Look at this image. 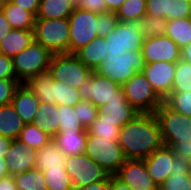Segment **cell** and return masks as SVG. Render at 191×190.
I'll return each instance as SVG.
<instances>
[{"instance_id": "cell-1", "label": "cell", "mask_w": 191, "mask_h": 190, "mask_svg": "<svg viewBox=\"0 0 191 190\" xmlns=\"http://www.w3.org/2000/svg\"><path fill=\"white\" fill-rule=\"evenodd\" d=\"M119 145L126 159L143 160L163 145L160 125L154 113H139L119 134Z\"/></svg>"}, {"instance_id": "cell-2", "label": "cell", "mask_w": 191, "mask_h": 190, "mask_svg": "<svg viewBox=\"0 0 191 190\" xmlns=\"http://www.w3.org/2000/svg\"><path fill=\"white\" fill-rule=\"evenodd\" d=\"M34 38L52 54L69 53L70 26L68 18H36Z\"/></svg>"}, {"instance_id": "cell-3", "label": "cell", "mask_w": 191, "mask_h": 190, "mask_svg": "<svg viewBox=\"0 0 191 190\" xmlns=\"http://www.w3.org/2000/svg\"><path fill=\"white\" fill-rule=\"evenodd\" d=\"M53 54L37 41L12 58L16 79L25 83L30 77L48 72Z\"/></svg>"}, {"instance_id": "cell-4", "label": "cell", "mask_w": 191, "mask_h": 190, "mask_svg": "<svg viewBox=\"0 0 191 190\" xmlns=\"http://www.w3.org/2000/svg\"><path fill=\"white\" fill-rule=\"evenodd\" d=\"M145 64L142 51H132L120 56H106L96 72L122 86L136 73L142 72Z\"/></svg>"}, {"instance_id": "cell-5", "label": "cell", "mask_w": 191, "mask_h": 190, "mask_svg": "<svg viewBox=\"0 0 191 190\" xmlns=\"http://www.w3.org/2000/svg\"><path fill=\"white\" fill-rule=\"evenodd\" d=\"M160 125L163 145L191 141V117L178 113L163 102L154 112Z\"/></svg>"}, {"instance_id": "cell-6", "label": "cell", "mask_w": 191, "mask_h": 190, "mask_svg": "<svg viewBox=\"0 0 191 190\" xmlns=\"http://www.w3.org/2000/svg\"><path fill=\"white\" fill-rule=\"evenodd\" d=\"M48 72L54 81L79 88L90 77L92 70L86 67L73 53L53 54Z\"/></svg>"}, {"instance_id": "cell-7", "label": "cell", "mask_w": 191, "mask_h": 190, "mask_svg": "<svg viewBox=\"0 0 191 190\" xmlns=\"http://www.w3.org/2000/svg\"><path fill=\"white\" fill-rule=\"evenodd\" d=\"M84 153L110 176L115 175L127 160L118 141L100 139L89 134Z\"/></svg>"}, {"instance_id": "cell-8", "label": "cell", "mask_w": 191, "mask_h": 190, "mask_svg": "<svg viewBox=\"0 0 191 190\" xmlns=\"http://www.w3.org/2000/svg\"><path fill=\"white\" fill-rule=\"evenodd\" d=\"M121 87L127 102L140 113H154L164 102L141 72L136 73Z\"/></svg>"}, {"instance_id": "cell-9", "label": "cell", "mask_w": 191, "mask_h": 190, "mask_svg": "<svg viewBox=\"0 0 191 190\" xmlns=\"http://www.w3.org/2000/svg\"><path fill=\"white\" fill-rule=\"evenodd\" d=\"M97 19V13L74 7L73 12L68 17L70 26L69 53L74 54L98 36Z\"/></svg>"}, {"instance_id": "cell-10", "label": "cell", "mask_w": 191, "mask_h": 190, "mask_svg": "<svg viewBox=\"0 0 191 190\" xmlns=\"http://www.w3.org/2000/svg\"><path fill=\"white\" fill-rule=\"evenodd\" d=\"M106 41L107 56L142 51L144 37L139 30V21L118 22L115 30L106 37Z\"/></svg>"}, {"instance_id": "cell-11", "label": "cell", "mask_w": 191, "mask_h": 190, "mask_svg": "<svg viewBox=\"0 0 191 190\" xmlns=\"http://www.w3.org/2000/svg\"><path fill=\"white\" fill-rule=\"evenodd\" d=\"M83 100L91 101L97 108L108 104L113 99L125 97L121 85L105 78L96 71L78 88Z\"/></svg>"}, {"instance_id": "cell-12", "label": "cell", "mask_w": 191, "mask_h": 190, "mask_svg": "<svg viewBox=\"0 0 191 190\" xmlns=\"http://www.w3.org/2000/svg\"><path fill=\"white\" fill-rule=\"evenodd\" d=\"M65 170L69 174L73 187H82L105 180L109 174L85 153L67 156Z\"/></svg>"}, {"instance_id": "cell-13", "label": "cell", "mask_w": 191, "mask_h": 190, "mask_svg": "<svg viewBox=\"0 0 191 190\" xmlns=\"http://www.w3.org/2000/svg\"><path fill=\"white\" fill-rule=\"evenodd\" d=\"M149 175L160 186L175 170L184 165L176 158L170 146L162 145L149 157L143 159Z\"/></svg>"}, {"instance_id": "cell-14", "label": "cell", "mask_w": 191, "mask_h": 190, "mask_svg": "<svg viewBox=\"0 0 191 190\" xmlns=\"http://www.w3.org/2000/svg\"><path fill=\"white\" fill-rule=\"evenodd\" d=\"M142 56L145 63L172 62L177 63L181 59V48L168 36L144 39Z\"/></svg>"}, {"instance_id": "cell-15", "label": "cell", "mask_w": 191, "mask_h": 190, "mask_svg": "<svg viewBox=\"0 0 191 190\" xmlns=\"http://www.w3.org/2000/svg\"><path fill=\"white\" fill-rule=\"evenodd\" d=\"M115 176L133 190L159 189V186L149 175L144 160L127 159Z\"/></svg>"}, {"instance_id": "cell-16", "label": "cell", "mask_w": 191, "mask_h": 190, "mask_svg": "<svg viewBox=\"0 0 191 190\" xmlns=\"http://www.w3.org/2000/svg\"><path fill=\"white\" fill-rule=\"evenodd\" d=\"M177 63L154 62L145 64L141 72L153 86L154 91L165 100L171 93Z\"/></svg>"}, {"instance_id": "cell-17", "label": "cell", "mask_w": 191, "mask_h": 190, "mask_svg": "<svg viewBox=\"0 0 191 190\" xmlns=\"http://www.w3.org/2000/svg\"><path fill=\"white\" fill-rule=\"evenodd\" d=\"M37 152L19 139H13L5 157L9 174L14 176L35 168Z\"/></svg>"}, {"instance_id": "cell-18", "label": "cell", "mask_w": 191, "mask_h": 190, "mask_svg": "<svg viewBox=\"0 0 191 190\" xmlns=\"http://www.w3.org/2000/svg\"><path fill=\"white\" fill-rule=\"evenodd\" d=\"M140 112L127 102L126 97L113 99L106 105L98 107V118L108 119L116 126L122 128L126 123L132 121Z\"/></svg>"}, {"instance_id": "cell-19", "label": "cell", "mask_w": 191, "mask_h": 190, "mask_svg": "<svg viewBox=\"0 0 191 190\" xmlns=\"http://www.w3.org/2000/svg\"><path fill=\"white\" fill-rule=\"evenodd\" d=\"M11 104L25 124L32 123L41 100L26 85L20 84L13 95Z\"/></svg>"}, {"instance_id": "cell-20", "label": "cell", "mask_w": 191, "mask_h": 190, "mask_svg": "<svg viewBox=\"0 0 191 190\" xmlns=\"http://www.w3.org/2000/svg\"><path fill=\"white\" fill-rule=\"evenodd\" d=\"M107 44L106 38L97 36L92 42L81 47L74 54L86 67L96 71L108 54Z\"/></svg>"}, {"instance_id": "cell-21", "label": "cell", "mask_w": 191, "mask_h": 190, "mask_svg": "<svg viewBox=\"0 0 191 190\" xmlns=\"http://www.w3.org/2000/svg\"><path fill=\"white\" fill-rule=\"evenodd\" d=\"M87 136V130L61 131L52 140L66 156H76L84 153Z\"/></svg>"}, {"instance_id": "cell-22", "label": "cell", "mask_w": 191, "mask_h": 190, "mask_svg": "<svg viewBox=\"0 0 191 190\" xmlns=\"http://www.w3.org/2000/svg\"><path fill=\"white\" fill-rule=\"evenodd\" d=\"M34 41V30L12 29L0 44V53L13 58Z\"/></svg>"}, {"instance_id": "cell-23", "label": "cell", "mask_w": 191, "mask_h": 190, "mask_svg": "<svg viewBox=\"0 0 191 190\" xmlns=\"http://www.w3.org/2000/svg\"><path fill=\"white\" fill-rule=\"evenodd\" d=\"M67 156L59 149L57 144L51 140L37 152L35 168L44 170L65 169Z\"/></svg>"}, {"instance_id": "cell-24", "label": "cell", "mask_w": 191, "mask_h": 190, "mask_svg": "<svg viewBox=\"0 0 191 190\" xmlns=\"http://www.w3.org/2000/svg\"><path fill=\"white\" fill-rule=\"evenodd\" d=\"M32 124L53 138L59 132L58 105L41 102Z\"/></svg>"}, {"instance_id": "cell-25", "label": "cell", "mask_w": 191, "mask_h": 190, "mask_svg": "<svg viewBox=\"0 0 191 190\" xmlns=\"http://www.w3.org/2000/svg\"><path fill=\"white\" fill-rule=\"evenodd\" d=\"M25 123L12 104L0 106V135L18 139Z\"/></svg>"}, {"instance_id": "cell-26", "label": "cell", "mask_w": 191, "mask_h": 190, "mask_svg": "<svg viewBox=\"0 0 191 190\" xmlns=\"http://www.w3.org/2000/svg\"><path fill=\"white\" fill-rule=\"evenodd\" d=\"M23 84L26 85L27 88L41 100V102L50 104L55 103L54 80L49 72L32 76Z\"/></svg>"}, {"instance_id": "cell-27", "label": "cell", "mask_w": 191, "mask_h": 190, "mask_svg": "<svg viewBox=\"0 0 191 190\" xmlns=\"http://www.w3.org/2000/svg\"><path fill=\"white\" fill-rule=\"evenodd\" d=\"M74 7L68 0H40L36 18L62 19L68 18Z\"/></svg>"}, {"instance_id": "cell-28", "label": "cell", "mask_w": 191, "mask_h": 190, "mask_svg": "<svg viewBox=\"0 0 191 190\" xmlns=\"http://www.w3.org/2000/svg\"><path fill=\"white\" fill-rule=\"evenodd\" d=\"M181 49L191 43V17L167 21L165 34Z\"/></svg>"}, {"instance_id": "cell-29", "label": "cell", "mask_w": 191, "mask_h": 190, "mask_svg": "<svg viewBox=\"0 0 191 190\" xmlns=\"http://www.w3.org/2000/svg\"><path fill=\"white\" fill-rule=\"evenodd\" d=\"M6 19L12 29L33 30L36 16L17 5L12 4L9 0L3 9Z\"/></svg>"}, {"instance_id": "cell-30", "label": "cell", "mask_w": 191, "mask_h": 190, "mask_svg": "<svg viewBox=\"0 0 191 190\" xmlns=\"http://www.w3.org/2000/svg\"><path fill=\"white\" fill-rule=\"evenodd\" d=\"M17 190H48L44 173L33 168L13 176Z\"/></svg>"}, {"instance_id": "cell-31", "label": "cell", "mask_w": 191, "mask_h": 190, "mask_svg": "<svg viewBox=\"0 0 191 190\" xmlns=\"http://www.w3.org/2000/svg\"><path fill=\"white\" fill-rule=\"evenodd\" d=\"M28 148L40 150L43 146L47 145L52 137L45 131L32 123L25 124L18 137Z\"/></svg>"}, {"instance_id": "cell-32", "label": "cell", "mask_w": 191, "mask_h": 190, "mask_svg": "<svg viewBox=\"0 0 191 190\" xmlns=\"http://www.w3.org/2000/svg\"><path fill=\"white\" fill-rule=\"evenodd\" d=\"M146 0H126L115 13L119 22L139 21L146 15Z\"/></svg>"}, {"instance_id": "cell-33", "label": "cell", "mask_w": 191, "mask_h": 190, "mask_svg": "<svg viewBox=\"0 0 191 190\" xmlns=\"http://www.w3.org/2000/svg\"><path fill=\"white\" fill-rule=\"evenodd\" d=\"M120 129V127L116 126V123H113L108 119L97 117L92 125L87 128V132L89 135L100 139L118 141Z\"/></svg>"}, {"instance_id": "cell-34", "label": "cell", "mask_w": 191, "mask_h": 190, "mask_svg": "<svg viewBox=\"0 0 191 190\" xmlns=\"http://www.w3.org/2000/svg\"><path fill=\"white\" fill-rule=\"evenodd\" d=\"M191 91V63L180 59L176 65L171 93Z\"/></svg>"}, {"instance_id": "cell-35", "label": "cell", "mask_w": 191, "mask_h": 190, "mask_svg": "<svg viewBox=\"0 0 191 190\" xmlns=\"http://www.w3.org/2000/svg\"><path fill=\"white\" fill-rule=\"evenodd\" d=\"M54 98L57 105L74 107L82 99L77 88L66 83L54 81Z\"/></svg>"}, {"instance_id": "cell-36", "label": "cell", "mask_w": 191, "mask_h": 190, "mask_svg": "<svg viewBox=\"0 0 191 190\" xmlns=\"http://www.w3.org/2000/svg\"><path fill=\"white\" fill-rule=\"evenodd\" d=\"M58 113H59V132L87 130L80 122L74 107L67 105H58Z\"/></svg>"}, {"instance_id": "cell-37", "label": "cell", "mask_w": 191, "mask_h": 190, "mask_svg": "<svg viewBox=\"0 0 191 190\" xmlns=\"http://www.w3.org/2000/svg\"><path fill=\"white\" fill-rule=\"evenodd\" d=\"M167 21L161 17L145 15L139 20V30L144 39L158 37L165 34Z\"/></svg>"}, {"instance_id": "cell-38", "label": "cell", "mask_w": 191, "mask_h": 190, "mask_svg": "<svg viewBox=\"0 0 191 190\" xmlns=\"http://www.w3.org/2000/svg\"><path fill=\"white\" fill-rule=\"evenodd\" d=\"M48 190H74L71 178L65 169L44 170Z\"/></svg>"}, {"instance_id": "cell-39", "label": "cell", "mask_w": 191, "mask_h": 190, "mask_svg": "<svg viewBox=\"0 0 191 190\" xmlns=\"http://www.w3.org/2000/svg\"><path fill=\"white\" fill-rule=\"evenodd\" d=\"M160 190H191L188 182V171L183 165L175 170L160 186Z\"/></svg>"}, {"instance_id": "cell-40", "label": "cell", "mask_w": 191, "mask_h": 190, "mask_svg": "<svg viewBox=\"0 0 191 190\" xmlns=\"http://www.w3.org/2000/svg\"><path fill=\"white\" fill-rule=\"evenodd\" d=\"M164 102L174 111L191 117V91L170 93Z\"/></svg>"}, {"instance_id": "cell-41", "label": "cell", "mask_w": 191, "mask_h": 190, "mask_svg": "<svg viewBox=\"0 0 191 190\" xmlns=\"http://www.w3.org/2000/svg\"><path fill=\"white\" fill-rule=\"evenodd\" d=\"M74 109L85 129L89 128L98 116V108L91 101L81 99Z\"/></svg>"}, {"instance_id": "cell-42", "label": "cell", "mask_w": 191, "mask_h": 190, "mask_svg": "<svg viewBox=\"0 0 191 190\" xmlns=\"http://www.w3.org/2000/svg\"><path fill=\"white\" fill-rule=\"evenodd\" d=\"M118 22L119 20L117 19L116 14L114 12L98 14V37L106 38L113 30H115V27L118 24Z\"/></svg>"}, {"instance_id": "cell-43", "label": "cell", "mask_w": 191, "mask_h": 190, "mask_svg": "<svg viewBox=\"0 0 191 190\" xmlns=\"http://www.w3.org/2000/svg\"><path fill=\"white\" fill-rule=\"evenodd\" d=\"M146 15L161 17L169 21L170 0H146Z\"/></svg>"}, {"instance_id": "cell-44", "label": "cell", "mask_w": 191, "mask_h": 190, "mask_svg": "<svg viewBox=\"0 0 191 190\" xmlns=\"http://www.w3.org/2000/svg\"><path fill=\"white\" fill-rule=\"evenodd\" d=\"M20 84L17 79H0V106L11 104L15 90Z\"/></svg>"}, {"instance_id": "cell-45", "label": "cell", "mask_w": 191, "mask_h": 190, "mask_svg": "<svg viewBox=\"0 0 191 190\" xmlns=\"http://www.w3.org/2000/svg\"><path fill=\"white\" fill-rule=\"evenodd\" d=\"M191 17V3L183 0H170L169 21Z\"/></svg>"}, {"instance_id": "cell-46", "label": "cell", "mask_w": 191, "mask_h": 190, "mask_svg": "<svg viewBox=\"0 0 191 190\" xmlns=\"http://www.w3.org/2000/svg\"><path fill=\"white\" fill-rule=\"evenodd\" d=\"M78 8L97 14L108 12L105 0H80Z\"/></svg>"}, {"instance_id": "cell-47", "label": "cell", "mask_w": 191, "mask_h": 190, "mask_svg": "<svg viewBox=\"0 0 191 190\" xmlns=\"http://www.w3.org/2000/svg\"><path fill=\"white\" fill-rule=\"evenodd\" d=\"M0 79H16L12 58L0 53Z\"/></svg>"}, {"instance_id": "cell-48", "label": "cell", "mask_w": 191, "mask_h": 190, "mask_svg": "<svg viewBox=\"0 0 191 190\" xmlns=\"http://www.w3.org/2000/svg\"><path fill=\"white\" fill-rule=\"evenodd\" d=\"M170 147L175 153L176 158L180 159L182 162H185L188 158L191 157V141L190 140H188L187 143L183 141L172 143Z\"/></svg>"}, {"instance_id": "cell-49", "label": "cell", "mask_w": 191, "mask_h": 190, "mask_svg": "<svg viewBox=\"0 0 191 190\" xmlns=\"http://www.w3.org/2000/svg\"><path fill=\"white\" fill-rule=\"evenodd\" d=\"M12 4L17 5V7H21L22 9L33 13L35 16L37 15L40 0H9Z\"/></svg>"}, {"instance_id": "cell-50", "label": "cell", "mask_w": 191, "mask_h": 190, "mask_svg": "<svg viewBox=\"0 0 191 190\" xmlns=\"http://www.w3.org/2000/svg\"><path fill=\"white\" fill-rule=\"evenodd\" d=\"M74 190H109V176L99 182L91 183L82 187L74 188Z\"/></svg>"}, {"instance_id": "cell-51", "label": "cell", "mask_w": 191, "mask_h": 190, "mask_svg": "<svg viewBox=\"0 0 191 190\" xmlns=\"http://www.w3.org/2000/svg\"><path fill=\"white\" fill-rule=\"evenodd\" d=\"M109 190H133L128 184L119 180L115 175H109Z\"/></svg>"}, {"instance_id": "cell-52", "label": "cell", "mask_w": 191, "mask_h": 190, "mask_svg": "<svg viewBox=\"0 0 191 190\" xmlns=\"http://www.w3.org/2000/svg\"><path fill=\"white\" fill-rule=\"evenodd\" d=\"M12 30L3 11H0V44L3 38Z\"/></svg>"}, {"instance_id": "cell-53", "label": "cell", "mask_w": 191, "mask_h": 190, "mask_svg": "<svg viewBox=\"0 0 191 190\" xmlns=\"http://www.w3.org/2000/svg\"><path fill=\"white\" fill-rule=\"evenodd\" d=\"M0 190H17L12 175L0 179Z\"/></svg>"}, {"instance_id": "cell-54", "label": "cell", "mask_w": 191, "mask_h": 190, "mask_svg": "<svg viewBox=\"0 0 191 190\" xmlns=\"http://www.w3.org/2000/svg\"><path fill=\"white\" fill-rule=\"evenodd\" d=\"M12 140L13 139L11 138L0 135V157H6V153L11 146Z\"/></svg>"}, {"instance_id": "cell-55", "label": "cell", "mask_w": 191, "mask_h": 190, "mask_svg": "<svg viewBox=\"0 0 191 190\" xmlns=\"http://www.w3.org/2000/svg\"><path fill=\"white\" fill-rule=\"evenodd\" d=\"M126 0H105L106 8L108 12H114L116 13L120 6L125 2Z\"/></svg>"}, {"instance_id": "cell-56", "label": "cell", "mask_w": 191, "mask_h": 190, "mask_svg": "<svg viewBox=\"0 0 191 190\" xmlns=\"http://www.w3.org/2000/svg\"><path fill=\"white\" fill-rule=\"evenodd\" d=\"M9 175L6 159L5 157H0V179Z\"/></svg>"}, {"instance_id": "cell-57", "label": "cell", "mask_w": 191, "mask_h": 190, "mask_svg": "<svg viewBox=\"0 0 191 190\" xmlns=\"http://www.w3.org/2000/svg\"><path fill=\"white\" fill-rule=\"evenodd\" d=\"M181 59L191 63V43L181 49Z\"/></svg>"}, {"instance_id": "cell-58", "label": "cell", "mask_w": 191, "mask_h": 190, "mask_svg": "<svg viewBox=\"0 0 191 190\" xmlns=\"http://www.w3.org/2000/svg\"><path fill=\"white\" fill-rule=\"evenodd\" d=\"M184 165L186 166L187 171H191V157L188 158L185 162Z\"/></svg>"}, {"instance_id": "cell-59", "label": "cell", "mask_w": 191, "mask_h": 190, "mask_svg": "<svg viewBox=\"0 0 191 190\" xmlns=\"http://www.w3.org/2000/svg\"><path fill=\"white\" fill-rule=\"evenodd\" d=\"M7 2H8V0H0V11H3Z\"/></svg>"}, {"instance_id": "cell-60", "label": "cell", "mask_w": 191, "mask_h": 190, "mask_svg": "<svg viewBox=\"0 0 191 190\" xmlns=\"http://www.w3.org/2000/svg\"><path fill=\"white\" fill-rule=\"evenodd\" d=\"M73 7H78L80 0H68Z\"/></svg>"}, {"instance_id": "cell-61", "label": "cell", "mask_w": 191, "mask_h": 190, "mask_svg": "<svg viewBox=\"0 0 191 190\" xmlns=\"http://www.w3.org/2000/svg\"><path fill=\"white\" fill-rule=\"evenodd\" d=\"M188 182H189L190 188H191V171H188Z\"/></svg>"}, {"instance_id": "cell-62", "label": "cell", "mask_w": 191, "mask_h": 190, "mask_svg": "<svg viewBox=\"0 0 191 190\" xmlns=\"http://www.w3.org/2000/svg\"><path fill=\"white\" fill-rule=\"evenodd\" d=\"M183 1L188 2V3H191V0H183Z\"/></svg>"}]
</instances>
